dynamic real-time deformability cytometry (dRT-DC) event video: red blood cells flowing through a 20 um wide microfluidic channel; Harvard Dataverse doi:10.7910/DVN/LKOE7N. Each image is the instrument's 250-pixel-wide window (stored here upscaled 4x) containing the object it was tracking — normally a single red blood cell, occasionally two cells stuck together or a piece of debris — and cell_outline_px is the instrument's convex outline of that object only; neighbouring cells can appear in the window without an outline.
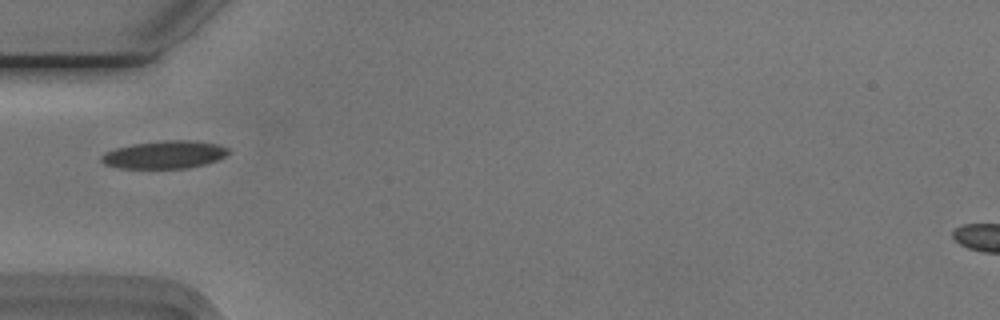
{"species": "Egyptian fruit bat (a non-hibernating species)", "species_latin": "Rousettus aegyptiacus", "temperature_condition": "cold", "stored_images_in_passage": 4, "camera_frame_rate_fps": 3000, "um_per_image_px": 0.085, "animal": {"sex": "male"}, "frame": {"image": 1, "passage_image": 1, "time_ms": 0.0, "image_size_px": [1000, 320], "cell_outline_px": [[232, 152], [216, 160], [204, 164], [188, 168], [120, 168], [104, 164], [100, 160], [100, 156], [104, 152], [116, 148], [132, 144], [164, 140], [196, 140], [220, 144], [228, 148]], "centroid_in_image_um": [14.0, 13.13], "position_along_channel_um": 71.0, "area_um2": 20.75}}